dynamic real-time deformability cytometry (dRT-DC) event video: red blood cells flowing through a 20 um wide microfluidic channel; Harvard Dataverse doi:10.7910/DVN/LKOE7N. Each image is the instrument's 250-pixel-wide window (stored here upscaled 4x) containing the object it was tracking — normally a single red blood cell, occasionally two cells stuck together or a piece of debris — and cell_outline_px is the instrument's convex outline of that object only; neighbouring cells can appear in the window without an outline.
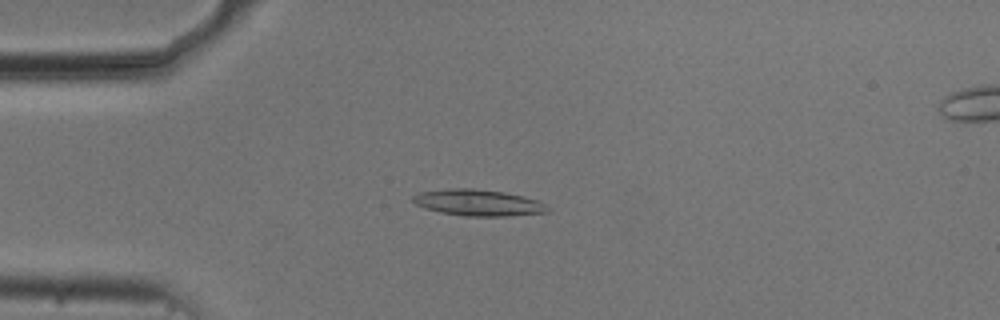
{"species": "common noctule bat (a hibernating species)", "species_latin": "Nyctalus noctula", "temperature_condition": "cold", "stored_images_in_passage": 54, "camera_frame_rate_fps": 3000, "um_per_image_px": 0.085, "animal": {"sex": "male", "body_mass_g": 20.5, "forearm_length_mm": 52.5}, "frame": {"image": 1, "passage_image": 14, "time_ms": 4.333, "image_size_px": [1000, 320], "cell_outline_px": [[548, 212], [508, 216], [464, 216], [440, 212], [424, 208], [416, 204], [412, 200], [412, 196], [420, 192], [452, 188], [472, 188], [504, 192], [524, 196], [536, 200], [544, 204], [548, 208]], "centroid_in_image_um": [40.62, 17.23], "position_along_channel_um": 44.4, "area_um2": 20.58}}
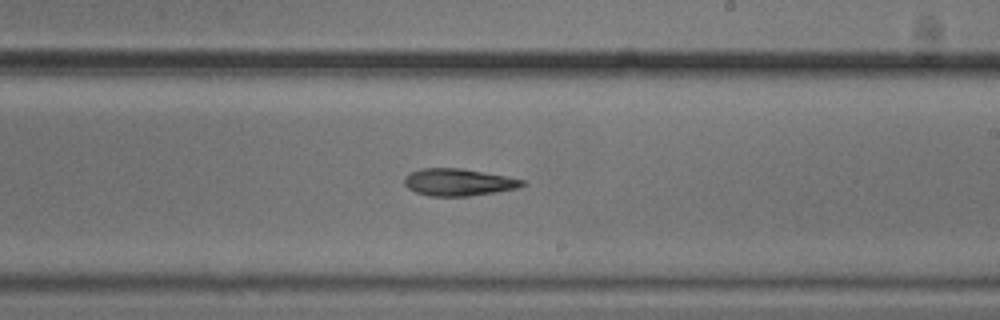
{"frame": {"image": 2, "passage_image": 32, "time_ms": 10.333, "image_size_px": [1000, 320], "cell_outline_px": [[528, 184], [520, 188], [496, 192], [468, 196], [428, 196], [416, 192], [408, 188], [404, 184], [404, 176], [420, 168], [460, 168], [508, 176], [524, 180]], "centroid_in_image_um": [39.0, 15.49], "position_along_channel_um": 250.0, "area_um2": 18.84}}
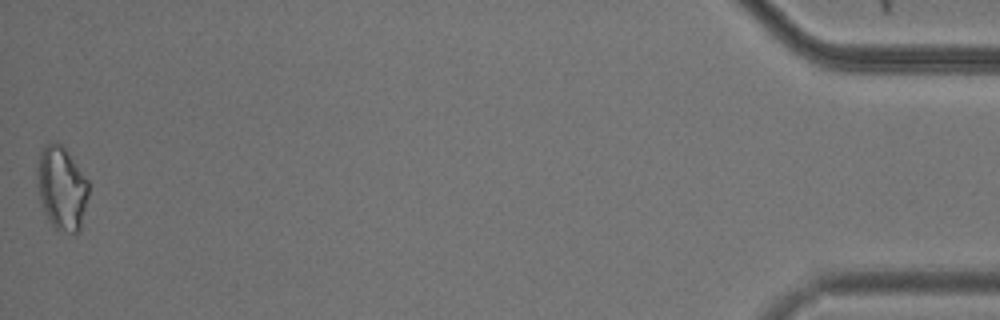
{"frame": {"image": 3, "passage_image": 54, "time_ms": 17.667, "image_size_px": [1000, 320], "cell_outline_px": [[88, 196], [80, 232], [56, 232], [48, 220], [40, 200], [36, 176], [36, 168], [40, 152], [44, 144], [56, 140], [64, 148], [88, 180]], "centroid_in_image_um": [5.22, 16.01], "position_along_channel_um": 430.0, "area_um2": 25.26}}